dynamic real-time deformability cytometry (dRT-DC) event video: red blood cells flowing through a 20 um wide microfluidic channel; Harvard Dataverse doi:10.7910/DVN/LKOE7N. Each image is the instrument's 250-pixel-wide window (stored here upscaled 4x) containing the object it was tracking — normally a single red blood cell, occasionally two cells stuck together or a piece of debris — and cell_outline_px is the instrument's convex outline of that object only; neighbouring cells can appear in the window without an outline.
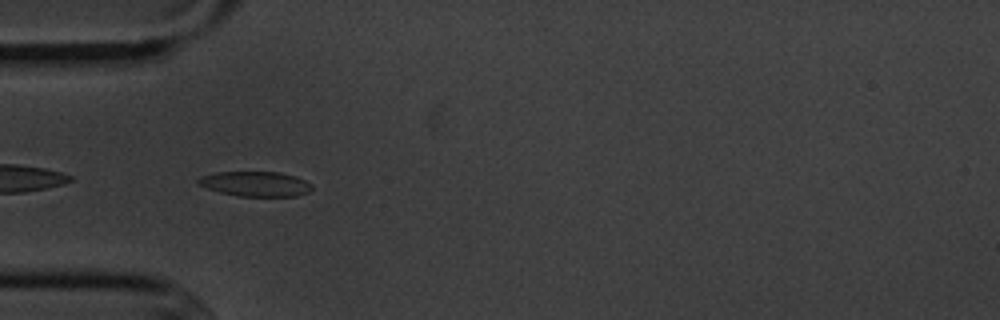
{"species": "common noctule bat (a hibernating species)", "species_latin": "Nyctalus noctula", "temperature_condition": "cold", "stored_images_in_passage": 40, "camera_frame_rate_fps": 3000, "um_per_image_px": 0.085, "animal": {"sex": "male", "body_mass_g": 20.1, "forearm_length_mm": 53.5}, "frame": {"image": 1, "passage_image": 2, "time_ms": 0.333, "image_size_px": [1000, 320], "cell_outline_px": [[312, 188], [308, 192], [296, 196], [236, 196], [220, 192], [196, 184], [196, 180], [200, 176], [216, 172], [280, 172], [296, 176], [312, 184]], "centroid_in_image_um": [21.69, 15.62], "position_along_channel_um": 63.3, "area_um2": 16.59}}
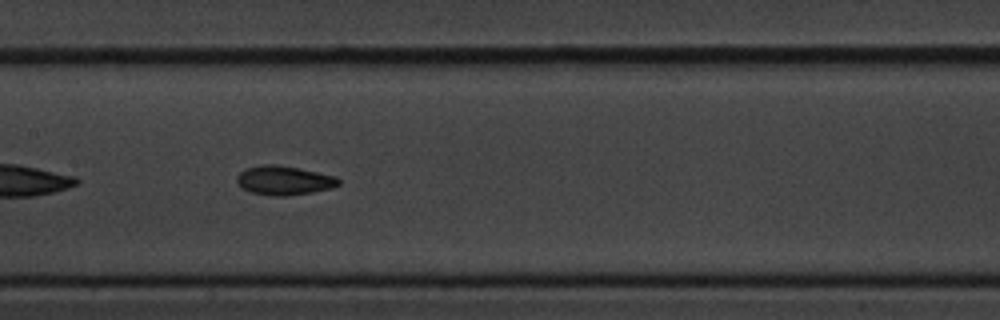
{"frame": {"image": 2, "passage_image": 12, "time_ms": 3.667, "image_size_px": [1000, 320], "cell_outline_px": [[340, 184], [328, 188], [312, 192], [288, 196], [272, 196], [252, 192], [244, 188], [236, 180], [236, 176], [240, 172], [248, 168], [268, 164], [276, 164], [300, 168], [336, 176], [340, 180]], "centroid_in_image_um": [24.16, 15.33], "position_along_channel_um": 183.2, "area_um2": 17.05}}
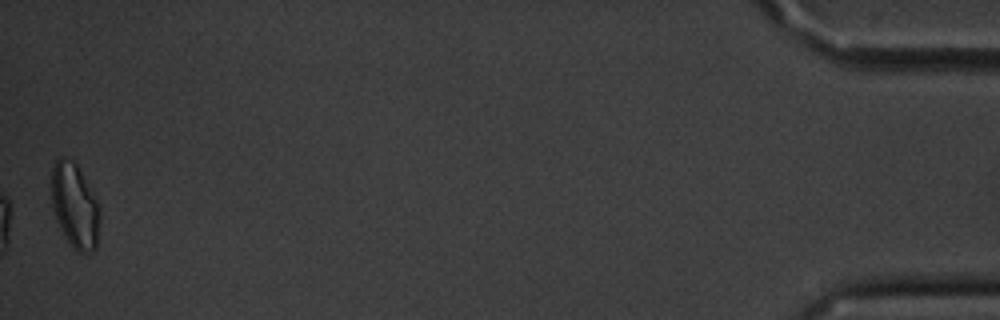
{"frame": {"image": 3, "passage_image": 40, "time_ms": 13.0, "image_size_px": [1000, 320], "cell_outline_px": [[100, 216], [96, 248], [92, 252], [76, 252], [72, 248], [64, 236], [56, 220], [52, 208], [52, 168], [56, 160], [60, 156], [64, 156], [72, 160], [76, 164], [96, 200], [100, 212]], "centroid_in_image_um": [6.34, 17.52], "position_along_channel_um": 428.9, "area_um2": 23.76}, "authors_computed_cell_mechanics": {"area_um2": 16.6175, "velocity_mm_per_s": 3.6153, "shape_relaxation_time_tau1_ms": 4.0199, "shape_relaxation_time_tau2_ms": 5.8274, "deformation_change_tau1": 0.1177, "deformation_change_tau2": 0.1116}}